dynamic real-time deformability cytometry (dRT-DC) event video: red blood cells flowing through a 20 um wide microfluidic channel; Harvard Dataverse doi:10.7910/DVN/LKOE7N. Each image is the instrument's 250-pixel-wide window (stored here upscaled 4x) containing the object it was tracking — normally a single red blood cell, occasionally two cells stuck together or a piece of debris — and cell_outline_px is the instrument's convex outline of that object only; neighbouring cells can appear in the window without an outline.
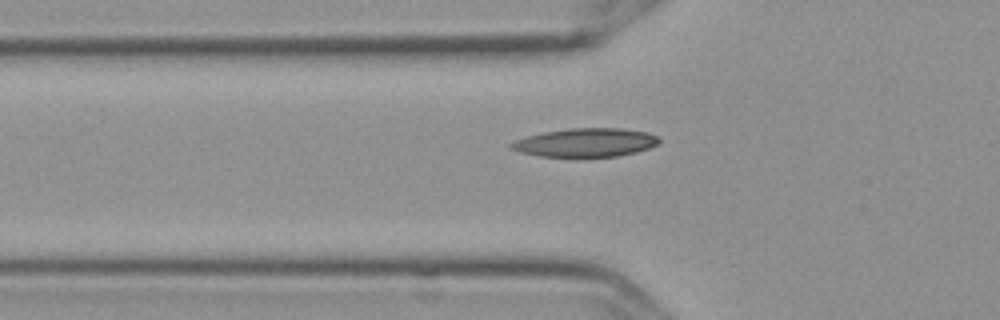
{"species": "Egyptian fruit bat (a non-hibernating species)", "species_latin": "Rousettus aegyptiacus", "temperature_condition": "cold", "stored_images_in_passage": 7, "camera_frame_rate_fps": 3000, "um_per_image_px": 0.085, "frame": {"image": 1, "passage_image": 7, "time_ms": 2.0, "image_size_px": [1000, 320], "cell_outline_px": [[660, 140], [656, 144], [648, 148], [636, 152], [616, 156], [540, 156], [520, 152], [508, 148], [508, 144], [516, 140], [528, 136], [544, 132], [568, 128], [624, 128], [648, 132], [656, 136]], "centroid_in_image_um": [49.76, 12.1], "position_along_channel_um": 76.0, "area_um2": 24.45}}